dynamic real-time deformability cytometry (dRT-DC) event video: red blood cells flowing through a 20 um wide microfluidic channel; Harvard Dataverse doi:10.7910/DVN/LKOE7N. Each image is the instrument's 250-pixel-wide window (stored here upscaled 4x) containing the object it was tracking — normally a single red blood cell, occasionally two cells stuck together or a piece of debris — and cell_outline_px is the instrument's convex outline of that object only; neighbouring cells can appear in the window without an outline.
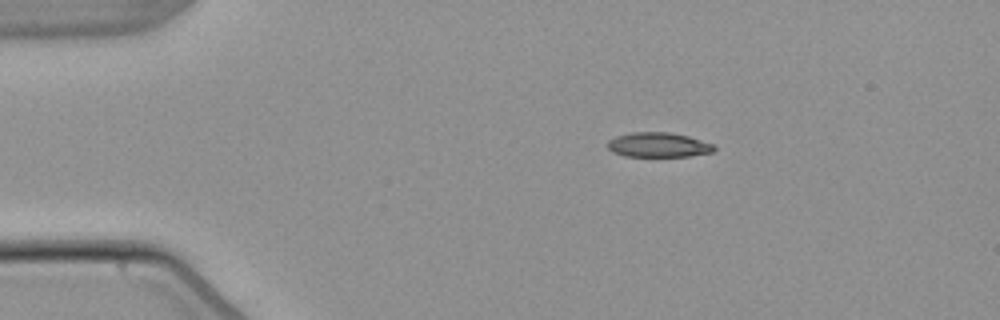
{"species": "common noctule bat (a hibernating species)", "species_latin": "Nyctalus noctula", "temperature_condition": "warm", "stored_images_in_passage": 3, "camera_frame_rate_fps": 3000, "um_per_image_px": 0.085, "animal": {"sex": "male", "body_mass_g": 21.5, "forearm_length_mm": 52.0}, "frame": {"image": 1, "passage_image": 1, "time_ms": 0.0, "image_size_px": [1000, 320], "cell_outline_px": [[716, 148], [712, 152], [688, 156], [624, 156], [612, 152], [608, 148], [608, 140], [616, 136], [632, 132], [668, 132], [688, 136], [712, 144]], "centroid_in_image_um": [55.92, 12.31], "position_along_channel_um": 29.1, "area_um2": 15.2}}